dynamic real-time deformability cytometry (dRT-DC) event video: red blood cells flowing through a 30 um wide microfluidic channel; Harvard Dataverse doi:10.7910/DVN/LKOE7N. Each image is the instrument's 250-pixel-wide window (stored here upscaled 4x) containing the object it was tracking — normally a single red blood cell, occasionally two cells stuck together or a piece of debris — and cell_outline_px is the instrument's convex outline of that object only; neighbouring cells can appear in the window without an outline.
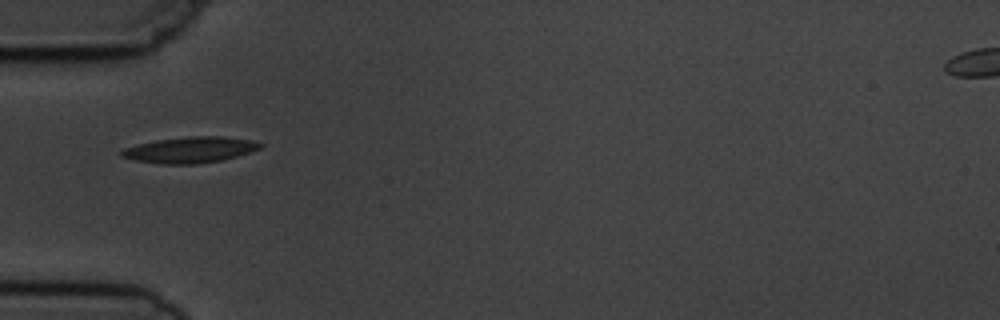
{"species": "common noctule bat (a hibernating species)", "species_latin": "Nyctalus noctula", "temperature_condition": "cold", "stored_images_in_passage": 2, "camera_frame_rate_fps": 3000, "um_per_image_px": 0.085, "animal": {"sex": "male", "body_mass_g": 19.5, "forearm_length_mm": 54.6}, "frame": {"image": 1, "passage_image": 1, "time_ms": 0.0, "image_size_px": [1000, 320], "cell_outline_px": [[264, 144], [260, 148], [252, 152], [220, 160], [196, 164], [160, 164], [136, 160], [120, 156], [120, 152], [124, 148], [156, 140], [188, 136], [224, 136], [252, 140]], "centroid_in_image_um": [16.18, 12.73], "position_along_channel_um": 68.8, "area_um2": 20.92}}
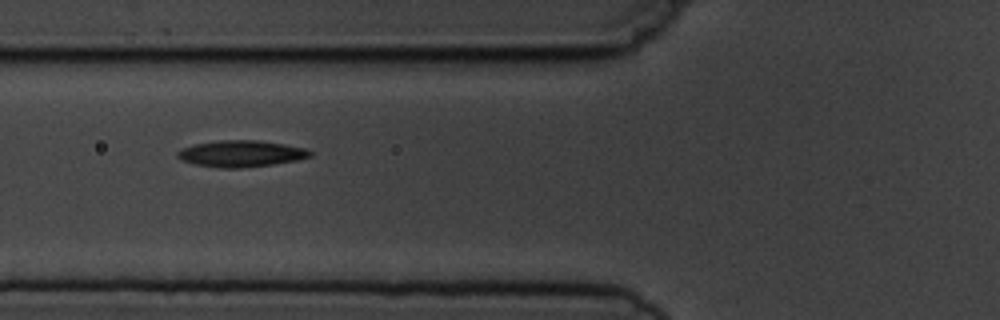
{"frame": {"image": 2, "passage_image": 2, "time_ms": 1.0, "image_size_px": [1000, 320], "cell_outline_px": [[312, 156], [296, 160], [272, 164], [240, 168], [216, 168], [196, 164], [184, 160], [176, 156], [176, 152], [184, 148], [196, 144], [220, 140], [256, 140], [284, 144], [308, 148], [312, 152]], "centroid_in_image_um": [20.53, 13.06], "position_along_channel_um": 105.3, "area_um2": 20.29}}